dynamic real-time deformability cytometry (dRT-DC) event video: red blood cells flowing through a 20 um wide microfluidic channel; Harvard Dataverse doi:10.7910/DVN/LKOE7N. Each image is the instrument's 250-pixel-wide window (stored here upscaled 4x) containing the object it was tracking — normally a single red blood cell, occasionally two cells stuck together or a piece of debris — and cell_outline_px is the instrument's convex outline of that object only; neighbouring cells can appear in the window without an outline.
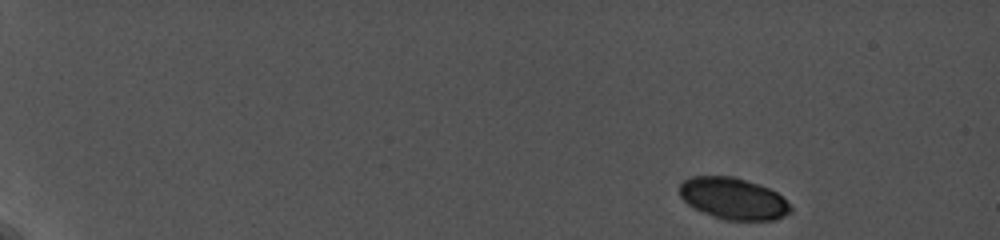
{"species": "common noctule bat (a hibernating species)", "species_latin": "Nyctalus noctula", "temperature_condition": "cold", "stored_images_in_passage": 9, "camera_frame_rate_fps": 5000, "um_per_image_px": 0.085, "animal": {"sex": "female", "body_mass_g": 19.0, "forearm_length_mm": 56.7}, "frame": {"image": 1, "passage_image": 1, "time_ms": 0.0, "image_size_px": [1000, 240], "cell_outline_px": [[792, 212], [776, 220], [724, 220], [712, 216], [688, 204], [680, 196], [680, 184], [684, 180], [692, 176], [732, 176], [768, 188], [776, 192], [792, 208]], "centroid_in_image_um": [62.32, 16.89], "position_along_channel_um": 22.7, "area_um2": 26.65}}
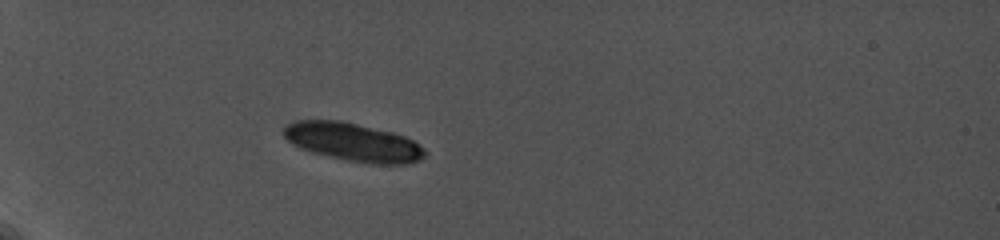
{"frame": {"image": 2, "passage_image": 7, "time_ms": 4.4, "image_size_px": [1000, 240], "cell_outline_px": [[424, 156], [420, 160], [408, 164], [372, 164], [348, 160], [312, 152], [300, 148], [292, 144], [284, 136], [284, 124], [292, 120], [344, 120], [392, 132], [404, 136], [412, 140], [424, 148]], "centroid_in_image_um": [29.99, 12.06], "position_along_channel_um": 55.0, "area_um2": 31.56}}